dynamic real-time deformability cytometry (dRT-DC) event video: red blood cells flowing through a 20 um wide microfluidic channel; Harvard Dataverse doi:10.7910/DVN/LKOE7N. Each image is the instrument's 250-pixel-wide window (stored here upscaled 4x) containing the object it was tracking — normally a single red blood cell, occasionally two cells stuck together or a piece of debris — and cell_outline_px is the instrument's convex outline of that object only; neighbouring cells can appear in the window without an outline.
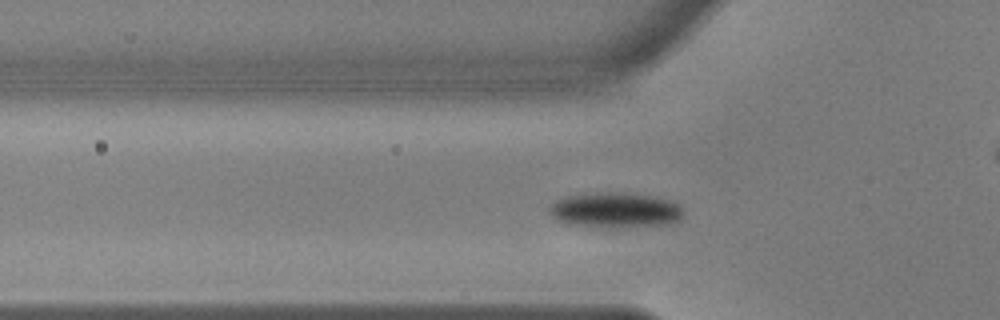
{"species": "common noctule bat (a hibernating species)", "species_latin": "Nyctalus noctula", "temperature_condition": "warm", "stored_images_in_passage": 52, "camera_frame_rate_fps": 3000, "um_per_image_px": 0.085, "animal": {"sex": "male", "body_mass_g": 17.9, "forearm_length_mm": 54.2}, "frame": {"image": 1, "passage_image": 14, "time_ms": 4.333, "image_size_px": [1000, 320], "cell_outline_px": [[684, 212], [680, 220], [660, 224], [568, 224], [556, 220], [548, 212], [548, 208], [556, 200], [568, 196], [596, 192], [600, 192], [648, 196], [668, 200], [676, 204]], "centroid_in_image_um": [52.21, 17.81], "position_along_channel_um": 73.6, "area_um2": 25.61}}
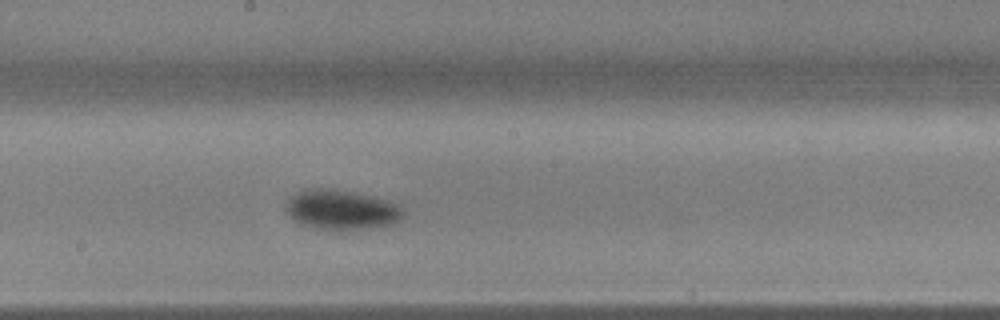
{"frame": {"image": 2, "passage_image": 26, "time_ms": 8.333, "image_size_px": [1000, 320], "cell_outline_px": [[404, 212], [400, 220], [392, 224], [360, 228], [316, 228], [300, 224], [284, 208], [284, 204], [296, 192], [308, 188], [332, 188], [372, 196], [388, 200], [400, 204], [404, 208]], "centroid_in_image_um": [29.03, 17.78], "position_along_channel_um": 219.2, "area_um2": 26.82}}
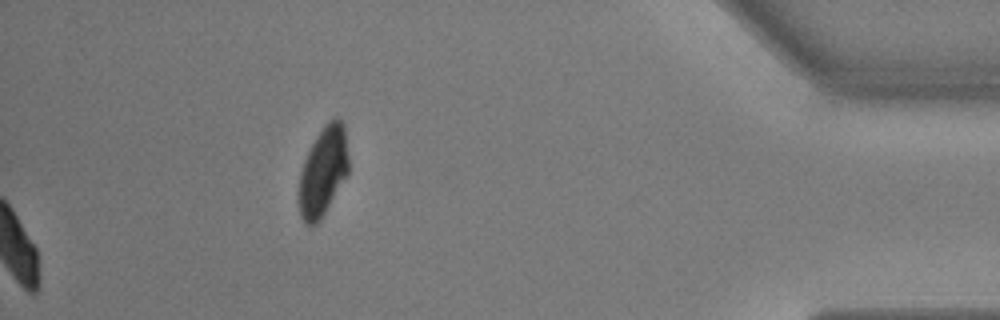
{"frame": {"image": 3, "passage_image": 52, "time_ms": 17.0, "image_size_px": [1000, 320], "cell_outline_px": [[348, 172], [320, 220], [312, 228], [308, 228], [304, 224], [300, 216], [296, 200], [300, 172], [304, 160], [316, 136], [328, 120], [336, 116], [344, 124], [348, 156]], "centroid_in_image_um": [27.41, 14.62], "position_along_channel_um": 407.8, "area_um2": 26.18}, "authors_computed_cell_mechanics": {"area_um2": 24.565, "velocity_mm_per_s": 3.6257, "shape_relaxation_time_tau1_ms": 3.9442, "shape_relaxation_time_tau2_ms": null, "deformation_change_tau1": 0.1345, "deformation_change_tau2": null}}